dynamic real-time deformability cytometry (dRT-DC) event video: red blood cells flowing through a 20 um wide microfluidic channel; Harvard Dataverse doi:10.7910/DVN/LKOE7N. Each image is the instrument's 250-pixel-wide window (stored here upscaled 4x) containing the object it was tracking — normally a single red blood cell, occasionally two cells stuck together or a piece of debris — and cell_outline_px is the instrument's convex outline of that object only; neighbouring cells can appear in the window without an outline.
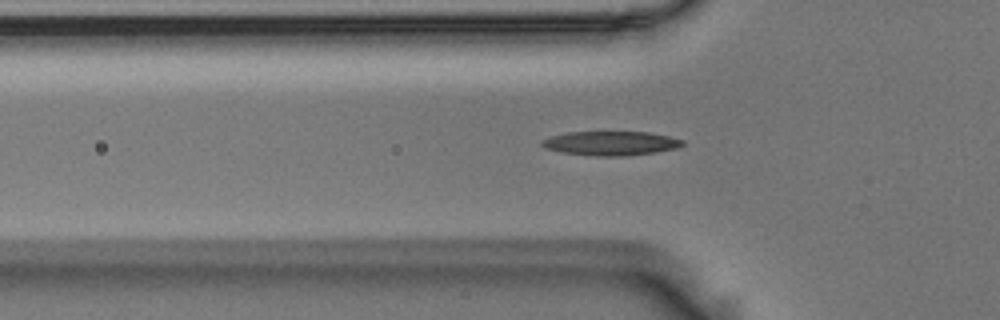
{"species": "Egyptian fruit bat (a non-hibernating species)", "species_latin": "Rousettus aegyptiacus", "temperature_condition": "room temperature", "stored_images_in_passage": 38, "camera_frame_rate_fps": 3000, "um_per_image_px": 0.085, "animal": {"sex": "male"}, "frame": {"image": 1, "passage_image": 7, "time_ms": 2.0, "image_size_px": [1000, 320], "cell_outline_px": [[684, 144], [676, 148], [656, 152], [628, 156], [596, 156], [560, 152], [544, 148], [540, 144], [540, 140], [552, 136], [568, 132], [648, 132], [668, 136], [684, 140]], "centroid_in_image_um": [51.89, 12.18], "position_along_channel_um": 73.9, "area_um2": 19.88}}
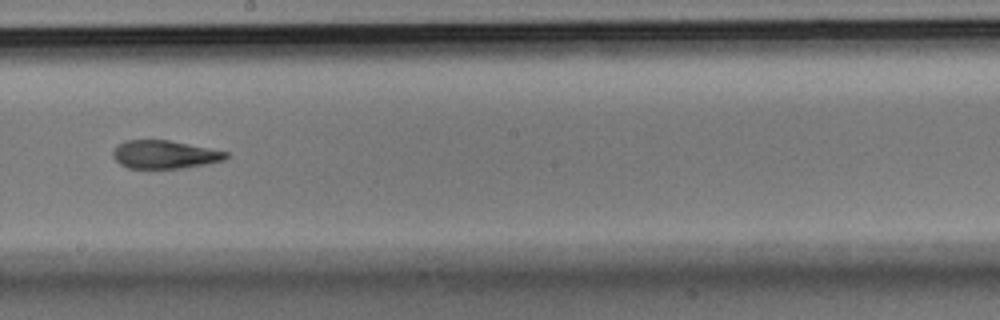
{"frame": {"image": 2, "passage_image": 20, "time_ms": 6.333, "image_size_px": [1000, 320], "cell_outline_px": [[228, 156], [224, 160], [204, 164], [180, 168], [128, 168], [120, 164], [112, 156], [112, 152], [120, 144], [128, 140], [168, 140], [228, 152]], "centroid_in_image_um": [13.98, 13.13], "position_along_channel_um": 234.2, "area_um2": 18.21}}
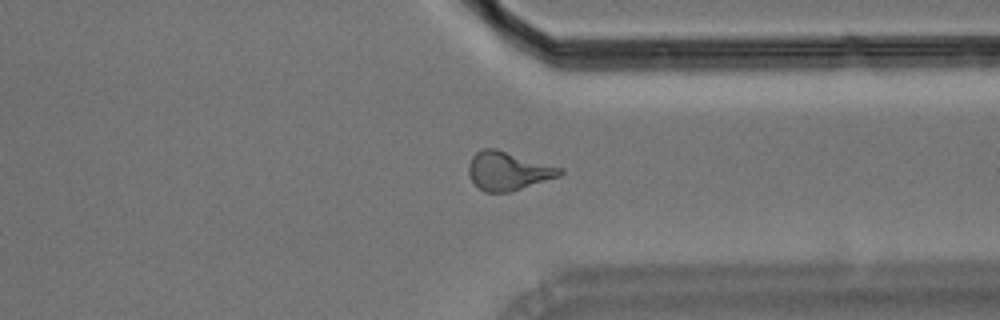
{"frame": {"image": 3, "passage_image": 31, "time_ms": 10.0, "image_size_px": [1000, 320], "cell_outline_px": [[564, 172], [560, 176], [508, 192], [484, 192], [472, 180], [468, 172], [468, 164], [472, 156], [476, 152], [484, 148], [496, 148], [564, 168]], "centroid_in_image_um": [43.2, 14.51], "position_along_channel_um": 368.2, "area_um2": 20.46}}